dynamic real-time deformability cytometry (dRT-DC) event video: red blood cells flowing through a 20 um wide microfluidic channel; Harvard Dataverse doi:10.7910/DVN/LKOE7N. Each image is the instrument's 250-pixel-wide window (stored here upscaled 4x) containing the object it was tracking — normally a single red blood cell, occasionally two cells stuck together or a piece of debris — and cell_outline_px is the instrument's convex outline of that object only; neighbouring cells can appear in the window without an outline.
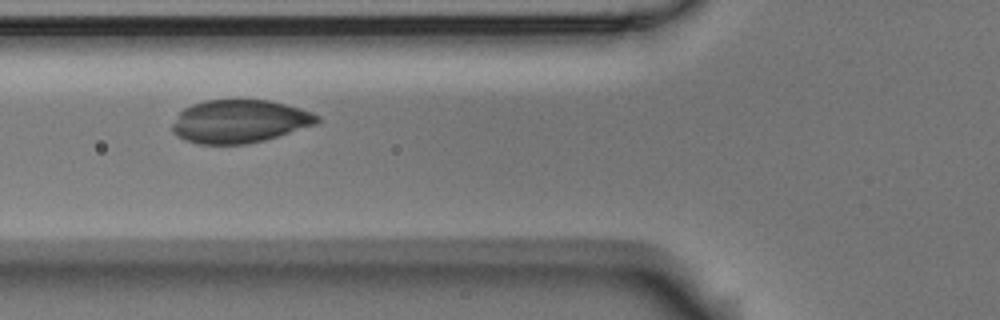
{"species": "Egyptian fruit bat (a non-hibernating species)", "species_latin": "Rousettus aegyptiacus", "temperature_condition": "room temperature", "stored_images_in_passage": 10, "segment_of_instrument_passage": [2, 2], "camera_frame_rate_fps": 3000, "um_per_image_px": 0.085, "animal": {"sex": "male"}, "frame": {"image": 1, "passage_image": 6, "time_ms": 7.0, "image_size_px": [1000, 320], "cell_outline_px": [[320, 120], [316, 124], [264, 140], [244, 144], [196, 144], [184, 140], [176, 136], [172, 132], [172, 124], [180, 112], [184, 108], [192, 104], [204, 100], [268, 100], [300, 108], [312, 112], [320, 116]], "centroid_in_image_um": [20.33, 10.32], "position_along_channel_um": 105.5, "area_um2": 36.36}}
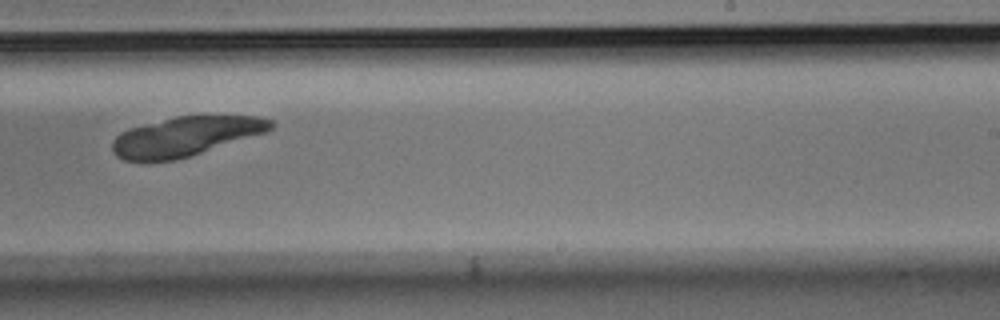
{"frame": {"image": 2, "passage_image": 10, "time_ms": 11.667, "image_size_px": [1000, 320], "cell_outline_px": [[272, 128], [268, 132], [176, 160], [124, 160], [116, 156], [112, 152], [112, 140], [120, 132], [128, 128], [176, 116], [256, 116], [272, 120]], "centroid_in_image_um": [15.75, 11.59], "position_along_channel_um": 273.2, "area_um2": 36.13}}